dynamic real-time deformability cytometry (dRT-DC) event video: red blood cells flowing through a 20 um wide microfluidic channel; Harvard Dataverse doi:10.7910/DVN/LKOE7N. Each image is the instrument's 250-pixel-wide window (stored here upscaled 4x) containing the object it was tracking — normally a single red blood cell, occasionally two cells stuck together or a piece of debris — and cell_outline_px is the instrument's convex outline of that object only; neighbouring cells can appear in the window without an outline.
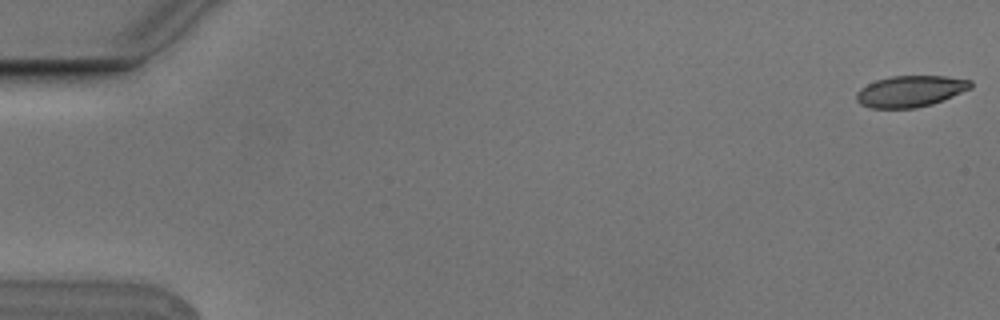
{"species": "Egyptian fruit bat (a non-hibernating species)", "species_latin": "Rousettus aegyptiacus", "temperature_condition": "cold", "stored_images_in_passage": 5, "camera_frame_rate_fps": 3000, "um_per_image_px": 0.085, "animal": {"sex": "male"}, "frame": {"image": 1, "passage_image": 1, "time_ms": 0.0, "image_size_px": [1000, 320], "cell_outline_px": [[972, 88], [932, 104], [916, 108], [872, 108], [860, 104], [856, 100], [856, 92], [860, 88], [876, 80], [892, 76], [944, 76], [972, 80]], "centroid_in_image_um": [77.37, 7.75], "position_along_channel_um": 7.6, "area_um2": 20.81}}
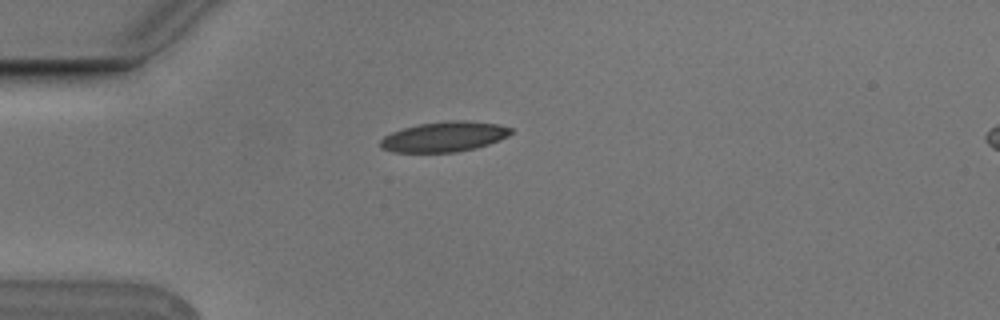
{"frame": {"image": 2, "passage_image": 5, "time_ms": 1.333, "image_size_px": [1000, 320], "cell_outline_px": [[512, 132], [508, 136], [500, 140], [476, 148], [456, 152], [392, 152], [380, 148], [380, 140], [384, 136], [392, 132], [404, 128], [420, 124], [448, 120], [468, 120], [496, 124], [512, 128]], "centroid_in_image_um": [37.76, 11.62], "position_along_channel_um": 47.2, "area_um2": 22.95}}